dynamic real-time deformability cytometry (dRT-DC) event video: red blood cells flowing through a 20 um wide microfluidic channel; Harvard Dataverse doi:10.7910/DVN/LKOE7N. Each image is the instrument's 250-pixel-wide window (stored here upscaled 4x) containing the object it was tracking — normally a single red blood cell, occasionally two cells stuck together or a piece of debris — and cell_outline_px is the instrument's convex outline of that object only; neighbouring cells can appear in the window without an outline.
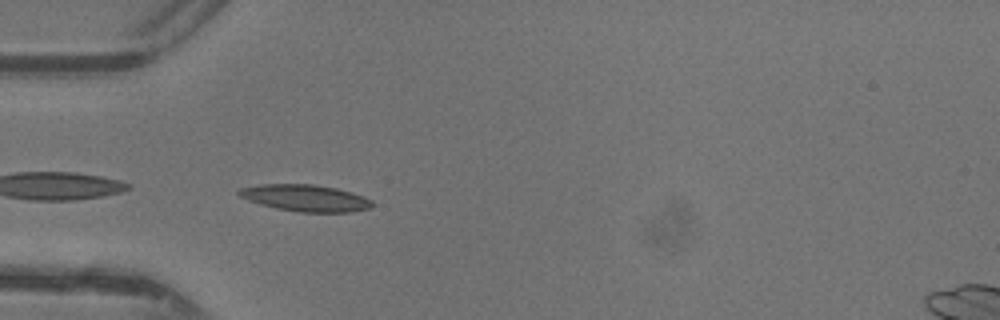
{"species": "common noctule bat (a hibernating species)", "species_latin": "Nyctalus noctula", "temperature_condition": "warm", "stored_images_in_passage": 27, "camera_frame_rate_fps": 3000, "um_per_image_px": 0.085, "animal": {"sex": "female"}, "frame": {"image": 1, "passage_image": 1, "time_ms": 0.0, "image_size_px": [1000, 320], "cell_outline_px": [[372, 204], [368, 208], [348, 212], [300, 212], [276, 208], [260, 204], [248, 200], [240, 196], [236, 192], [240, 188], [260, 184], [312, 184], [336, 188], [352, 192], [364, 196], [372, 200]], "centroid_in_image_um": [25.94, 16.82], "position_along_channel_um": 59.1, "area_um2": 20.63}}
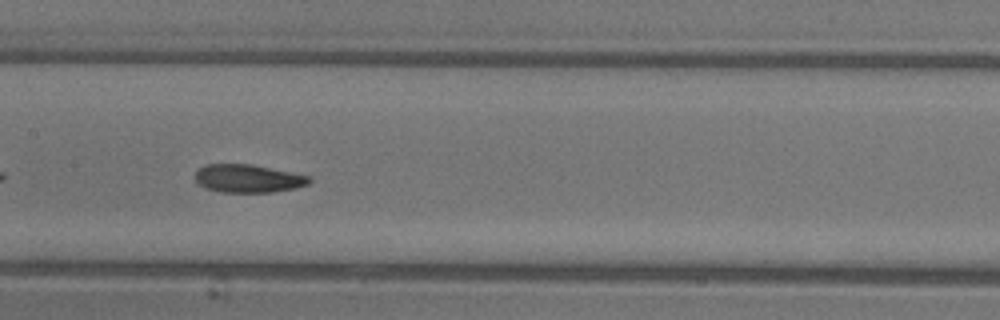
{"frame": {"image": 2, "passage_image": 10, "time_ms": 3.0, "image_size_px": [1000, 320], "cell_outline_px": [[312, 180], [308, 184], [296, 188], [272, 192], [220, 192], [204, 188], [196, 180], [196, 172], [200, 168], [208, 164], [252, 164], [308, 176]], "centroid_in_image_um": [21.08, 15.18], "position_along_channel_um": 186.3, "area_um2": 18.5}}
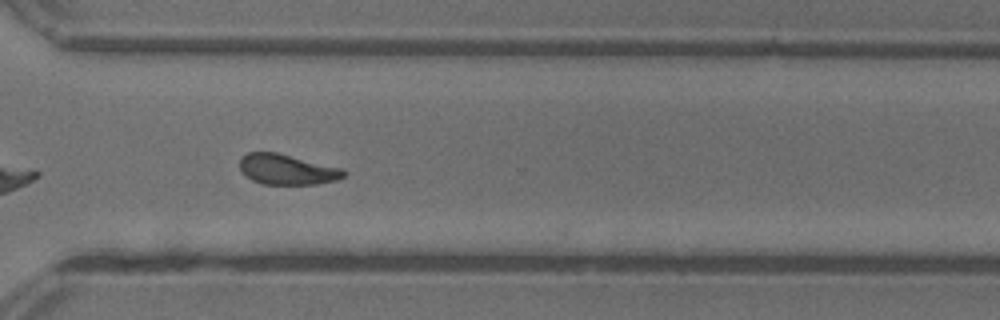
{"frame": {"image": 3, "passage_image": 21, "time_ms": 6.667, "image_size_px": [1000, 320], "cell_outline_px": [[348, 172], [344, 176], [336, 180], [316, 184], [264, 184], [252, 180], [244, 176], [240, 168], [240, 156], [248, 152], [276, 152], [344, 168]], "centroid_in_image_um": [24.4, 14.39], "position_along_channel_um": 346.2, "area_um2": 18.61}, "authors_computed_cell_mechanics": {"area_um2": 18.8428, "velocity_mm_per_s": 4.3742, "shape_relaxation_time_tau1_ms": 2.995, "shape_relaxation_time_tau2_ms": 2.6146, "deformation_change_tau1": 0.1287, "deformation_change_tau2": 0.0882}}